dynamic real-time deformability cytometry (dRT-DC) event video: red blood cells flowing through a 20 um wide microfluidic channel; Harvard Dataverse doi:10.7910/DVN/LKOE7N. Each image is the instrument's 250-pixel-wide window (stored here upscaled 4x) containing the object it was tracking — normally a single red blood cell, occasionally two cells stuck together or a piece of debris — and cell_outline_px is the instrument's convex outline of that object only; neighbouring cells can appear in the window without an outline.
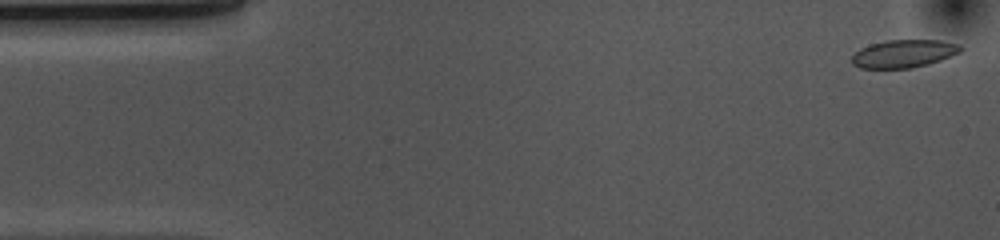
{"species": "common noctule bat (a hibernating species)", "species_latin": "Nyctalus noctula", "temperature_condition": "cold", "stored_images_in_passage": 53, "camera_frame_rate_fps": 3000, "um_per_image_px": 0.085, "animal": {"sex": "female", "body_mass_g": 10.0, "forearm_length_mm": 53.1}, "frame": {"image": 1, "passage_image": 1, "time_ms": 0.0, "image_size_px": [1000, 240], "cell_outline_px": [[964, 48], [960, 52], [940, 60], [928, 64], [912, 68], [860, 68], [852, 64], [852, 56], [860, 48], [872, 44], [888, 40], [940, 40], [960, 44]], "centroid_in_image_um": [76.84, 4.56], "position_along_channel_um": 8.2, "area_um2": 17.63}}
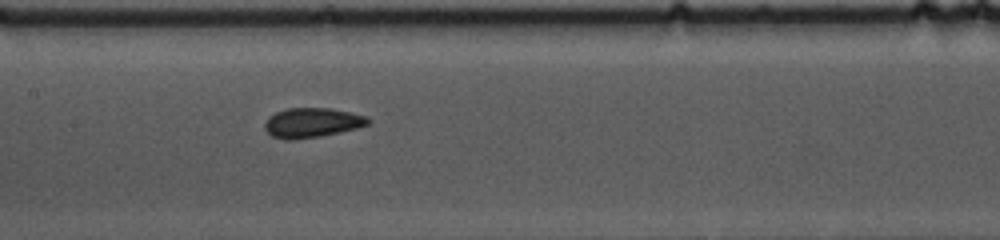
{"frame": {"image": 2, "passage_image": 24, "time_ms": 7.667, "image_size_px": [1000, 240], "cell_outline_px": [[372, 120], [368, 124], [356, 128], [340, 132], [320, 136], [292, 140], [288, 140], [272, 136], [264, 128], [264, 124], [268, 116], [276, 112], [288, 108], [332, 108], [368, 116]], "centroid_in_image_um": [26.53, 10.42], "position_along_channel_um": 180.9, "area_um2": 17.92}}
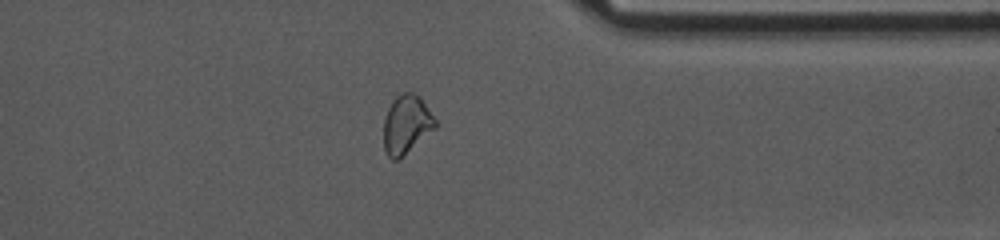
{"frame": {"image": 3, "passage_image": 41, "time_ms": 13.333, "image_size_px": [1000, 240], "cell_outline_px": [[436, 128], [396, 160], [392, 160], [388, 156], [384, 148], [384, 120], [388, 108], [392, 100], [396, 96], [404, 92], [412, 92], [420, 96], [436, 120]], "centroid_in_image_um": [34.54, 10.54], "position_along_channel_um": 376.9, "area_um2": 17.4}, "authors_computed_cell_mechanics": {"area_um2": 17.8602, "velocity_mm_per_s": 3.6478, "shape_relaxation_time_tau1_ms": 4.2281, "shape_relaxation_time_tau2_ms": 1.8713, "deformation_change_tau1": 0.1095, "deformation_change_tau2": 0.0751}}